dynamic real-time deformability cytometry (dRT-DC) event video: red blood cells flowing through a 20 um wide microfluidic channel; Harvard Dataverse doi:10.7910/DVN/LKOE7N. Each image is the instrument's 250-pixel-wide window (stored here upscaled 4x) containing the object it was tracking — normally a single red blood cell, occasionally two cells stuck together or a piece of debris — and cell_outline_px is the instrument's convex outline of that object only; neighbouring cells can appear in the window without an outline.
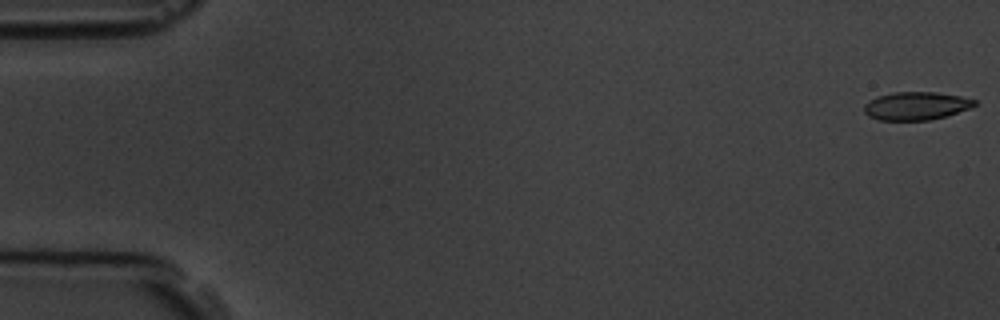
{"species": "common noctule bat (a hibernating species)", "species_latin": "Nyctalus noctula", "temperature_condition": "room temperature", "stored_images_in_passage": 57, "camera_frame_rate_fps": 3000, "um_per_image_px": 0.085, "animal": {"sex": "male", "body_mass_g": 19.5, "forearm_length_mm": 54.6}, "frame": {"image": 1, "passage_image": 1, "time_ms": 0.0, "image_size_px": [1000, 320], "cell_outline_px": [[976, 104], [972, 108], [944, 116], [928, 120], [880, 120], [868, 116], [864, 112], [864, 104], [868, 100], [876, 96], [892, 92], [936, 92], [960, 96], [976, 100]], "centroid_in_image_um": [77.84, 8.99], "position_along_channel_um": 7.2, "area_um2": 18.15}}
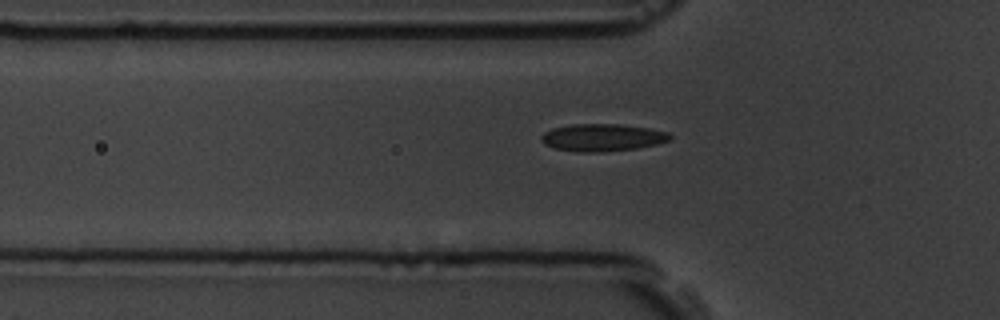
{"frame": {"image": 2, "passage_image": 19, "time_ms": 6.0, "image_size_px": [1000, 320], "cell_outline_px": [[672, 140], [656, 144], [636, 148], [596, 152], [576, 152], [556, 148], [544, 144], [540, 140], [540, 136], [544, 132], [552, 128], [572, 124], [616, 124], [648, 128], [668, 132], [672, 136]], "centroid_in_image_um": [51.18, 11.68], "position_along_channel_um": 74.6, "area_um2": 20.46}}
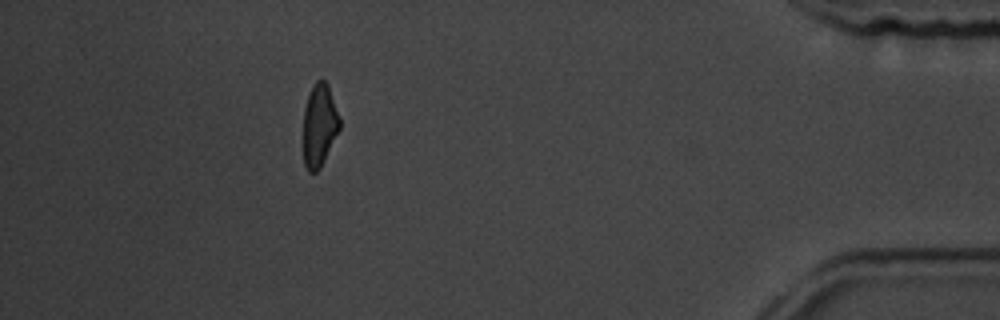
{"frame": {"image": 3, "passage_image": 51, "time_ms": 16.667, "image_size_px": [1000, 320], "cell_outline_px": [[340, 128], [320, 168], [316, 172], [308, 172], [304, 164], [304, 108], [308, 96], [316, 80], [324, 80], [328, 84], [340, 116]], "centroid_in_image_um": [27.16, 10.64], "position_along_channel_um": 408.0, "area_um2": 17.4}, "authors_computed_cell_mechanics": {"area_um2": 19.1318, "velocity_mm_per_s": 3.6241, "shape_relaxation_time_tau1_ms": 8.2419, "shape_relaxation_time_tau2_ms": 2.8961, "deformation_change_tau1": 0.1616, "deformation_change_tau2": 0.0971}}